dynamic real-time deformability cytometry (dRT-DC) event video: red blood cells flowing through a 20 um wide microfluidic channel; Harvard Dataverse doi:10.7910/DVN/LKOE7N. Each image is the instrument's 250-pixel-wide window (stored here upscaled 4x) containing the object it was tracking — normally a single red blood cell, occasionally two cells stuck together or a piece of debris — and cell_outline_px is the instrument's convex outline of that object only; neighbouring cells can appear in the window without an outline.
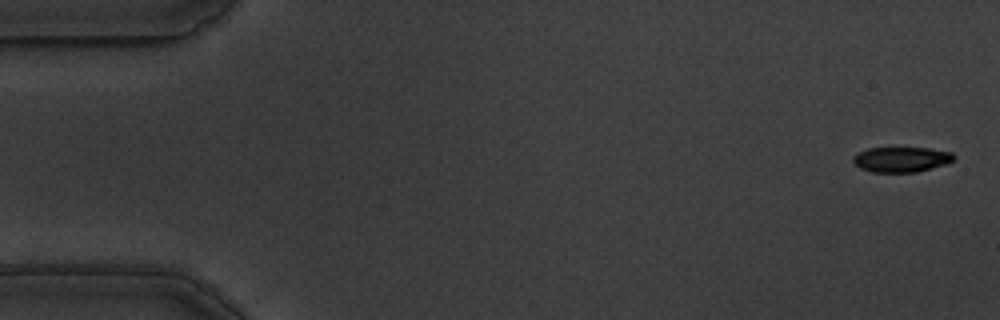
{"species": "common noctule bat (a hibernating species)", "species_latin": "Nyctalus noctula", "temperature_condition": "warm", "stored_images_in_passage": 57, "camera_frame_rate_fps": 3000, "um_per_image_px": 0.085, "animal": {"sex": "male", "body_mass_g": 19.5, "forearm_length_mm": 54.6}, "frame": {"image": 1, "passage_image": 1, "time_ms": 0.0, "image_size_px": [1000, 320], "cell_outline_px": [[956, 156], [952, 160], [944, 164], [916, 172], [872, 172], [860, 168], [852, 160], [852, 156], [868, 148], [928, 148], [952, 152]], "centroid_in_image_um": [76.59, 13.55], "position_along_channel_um": 8.4, "area_um2": 14.62}}
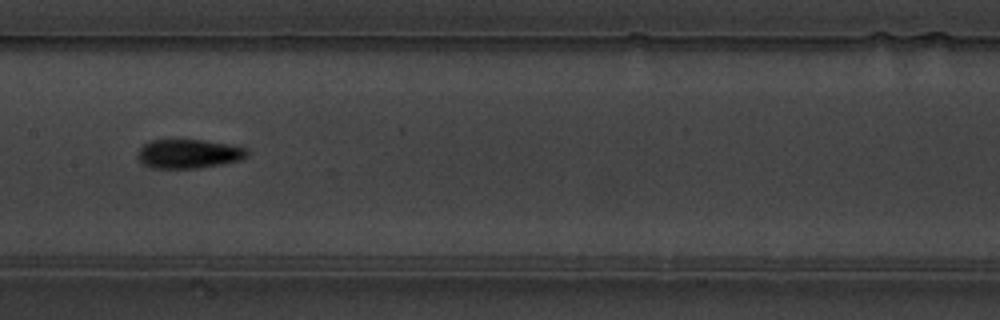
{"frame": {"image": 2, "passage_image": 28, "time_ms": 9.0, "image_size_px": [1000, 320], "cell_outline_px": [[248, 156], [240, 160], [200, 168], [152, 168], [144, 164], [136, 156], [140, 148], [144, 144], [152, 140], [204, 140], [228, 144], [248, 148]], "centroid_in_image_um": [16.05, 13.07], "position_along_channel_um": 191.3, "area_um2": 18.5}}
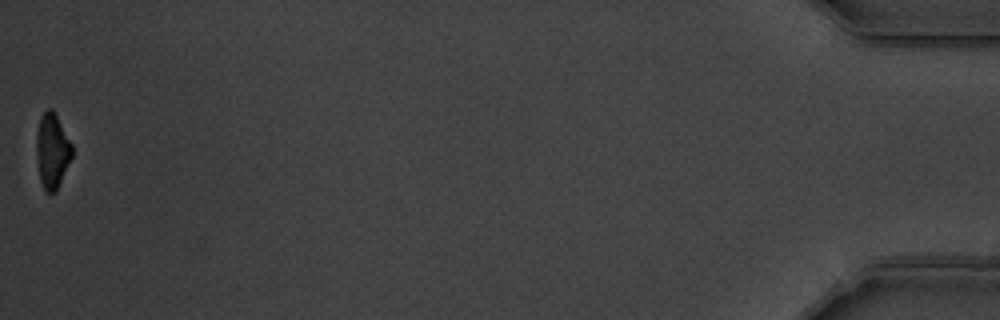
{"frame": {"image": 3, "passage_image": 57, "time_ms": 18.667, "image_size_px": [1000, 320], "cell_outline_px": [[72, 156], [56, 192], [44, 192], [40, 180], [36, 152], [36, 132], [40, 116], [48, 108], [52, 108], [72, 144]], "centroid_in_image_um": [4.42, 12.82], "position_along_channel_um": 430.8, "area_um2": 15.55}, "authors_computed_cell_mechanics": {"area_um2": 17.2244, "velocity_mm_per_s": 3.5035, "shape_relaxation_time_tau1_ms": 4.3011, "shape_relaxation_time_tau2_ms": 6.7482, "deformation_change_tau1": 0.1614, "deformation_change_tau2": 0.1271}}